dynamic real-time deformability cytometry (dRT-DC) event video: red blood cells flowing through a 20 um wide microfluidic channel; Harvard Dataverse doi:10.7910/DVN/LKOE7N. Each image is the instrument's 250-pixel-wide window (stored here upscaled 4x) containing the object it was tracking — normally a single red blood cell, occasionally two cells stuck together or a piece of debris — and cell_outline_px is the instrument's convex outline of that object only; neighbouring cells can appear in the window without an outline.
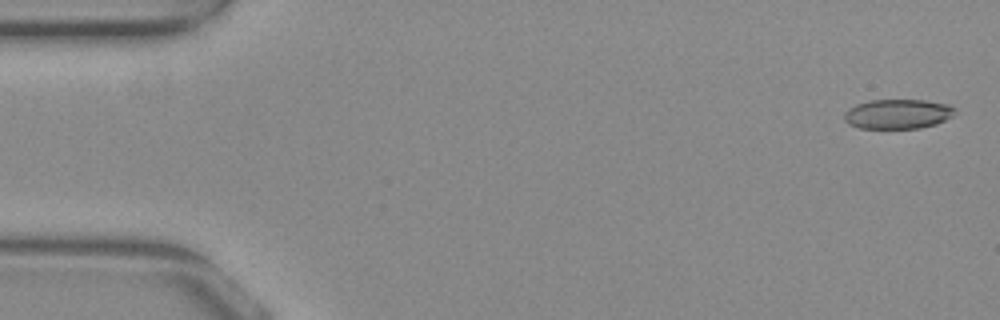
{"species": "common noctule bat (a hibernating species)", "species_latin": "Nyctalus noctula", "temperature_condition": "warm", "stored_images_in_passage": 53, "camera_frame_rate_fps": 3000, "um_per_image_px": 0.085, "animal": {"sex": "female", "body_mass_g": 29.2, "forearm_length_mm": 56.3}, "frame": {"image": 1, "passage_image": 2, "time_ms": 0.333, "image_size_px": [1000, 320], "cell_outline_px": [[956, 108], [952, 116], [936, 124], [920, 128], [860, 128], [848, 124], [844, 120], [844, 112], [848, 108], [856, 104], [868, 100], [924, 100], [948, 104]], "centroid_in_image_um": [76.28, 9.68], "position_along_channel_um": 8.7, "area_um2": 19.19}}
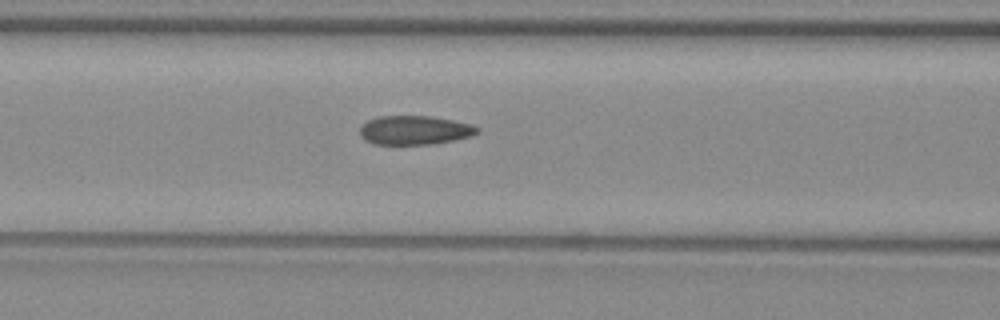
{"frame": {"image": 2, "passage_image": 22, "time_ms": 7.0, "image_size_px": [1000, 320], "cell_outline_px": [[480, 132], [472, 136], [432, 144], [372, 144], [364, 140], [360, 136], [360, 128], [368, 120], [380, 116], [428, 116], [452, 120], [472, 124], [480, 128]], "centroid_in_image_um": [35.25, 11.07], "position_along_channel_um": 131.3, "area_um2": 19.83}}
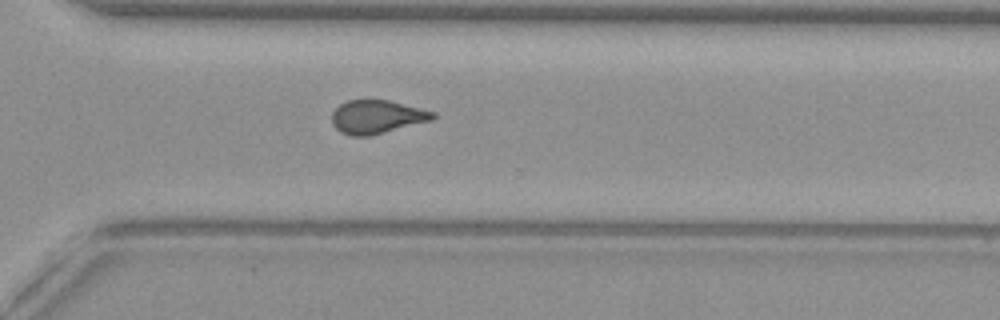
{"frame": {"image": 3, "passage_image": 38, "time_ms": 12.333, "image_size_px": [1000, 320], "cell_outline_px": [[436, 116], [432, 120], [368, 136], [352, 136], [340, 132], [332, 124], [332, 112], [340, 104], [348, 100], [388, 100], [436, 112]], "centroid_in_image_um": [32.02, 9.93], "position_along_channel_um": 338.6, "area_um2": 19.54}, "authors_computed_cell_mechanics": {"area_um2": 20.0566, "velocity_mm_per_s": 3.8898, "shape_relaxation_time_tau1_ms": null, "shape_relaxation_time_tau2_ms": 1.3835, "deformation_change_tau1": null, "deformation_change_tau2": 0.0757}}